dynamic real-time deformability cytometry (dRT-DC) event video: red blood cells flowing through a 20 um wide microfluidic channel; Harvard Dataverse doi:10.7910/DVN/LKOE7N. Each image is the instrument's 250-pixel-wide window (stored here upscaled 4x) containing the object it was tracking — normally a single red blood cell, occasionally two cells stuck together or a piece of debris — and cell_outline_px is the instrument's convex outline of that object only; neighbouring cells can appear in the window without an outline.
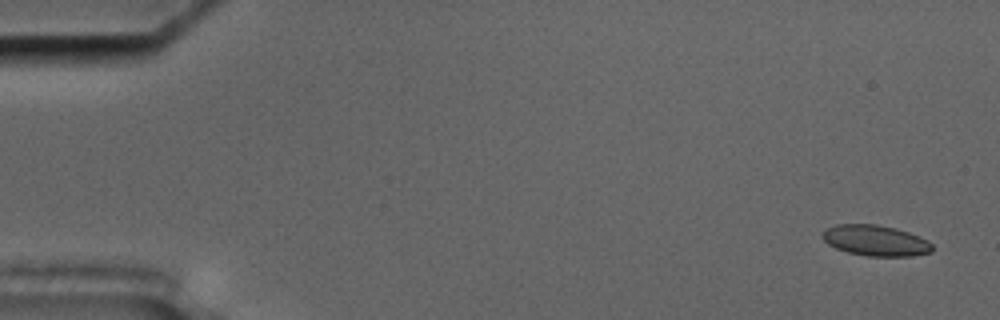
{"species": "common noctule bat (a hibernating species)", "species_latin": "Nyctalus noctula", "temperature_condition": "cold", "stored_images_in_passage": 56, "camera_frame_rate_fps": 3000, "um_per_image_px": 0.085, "animal": {"sex": "male", "body_mass_g": 17.5, "forearm_length_mm": 52.3}, "frame": {"image": 1, "passage_image": 3, "time_ms": 0.667, "image_size_px": [1000, 320], "cell_outline_px": [[932, 252], [912, 256], [868, 256], [848, 252], [836, 248], [828, 244], [820, 236], [820, 232], [836, 224], [876, 224], [896, 228], [908, 232], [928, 240], [932, 244]], "centroid_in_image_um": [74.4, 20.44], "position_along_channel_um": 10.6, "area_um2": 19.77}}
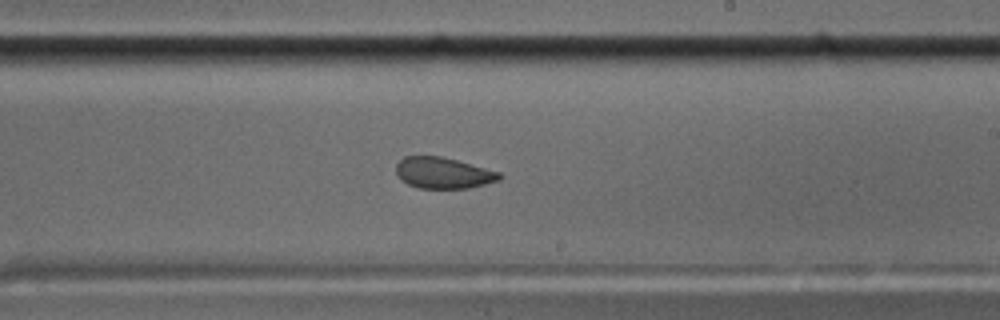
{"frame": {"image": 2, "passage_image": 34, "time_ms": 11.0, "image_size_px": [1000, 320], "cell_outline_px": [[504, 176], [500, 180], [468, 188], [420, 188], [408, 184], [400, 180], [396, 172], [396, 164], [404, 156], [440, 156], [456, 160], [500, 172]], "centroid_in_image_um": [37.66, 14.7], "position_along_channel_um": 251.3, "area_um2": 18.73}}
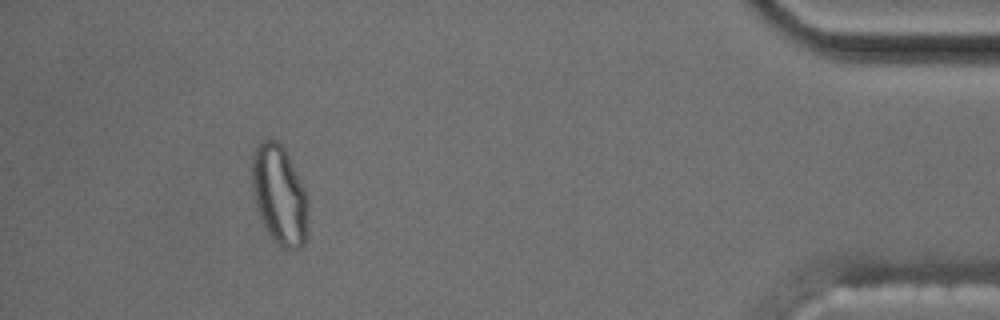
{"frame": {"image": 3, "passage_image": 52, "time_ms": 17.0, "image_size_px": [1000, 320], "cell_outline_px": [[308, 236], [304, 244], [300, 248], [284, 248], [276, 244], [268, 232], [256, 208], [252, 196], [252, 156], [256, 144], [260, 140], [276, 140], [284, 144], [308, 196]], "centroid_in_image_um": [23.76, 16.55], "position_along_channel_um": 411.4, "area_um2": 33.29}, "authors_computed_cell_mechanics": {"area_um2": 19.9121, "velocity_mm_per_s": 3.6171, "shape_relaxation_time_tau1_ms": null, "shape_relaxation_time_tau2_ms": 1.8194, "deformation_change_tau1": null, "deformation_change_tau2": 0.065}}